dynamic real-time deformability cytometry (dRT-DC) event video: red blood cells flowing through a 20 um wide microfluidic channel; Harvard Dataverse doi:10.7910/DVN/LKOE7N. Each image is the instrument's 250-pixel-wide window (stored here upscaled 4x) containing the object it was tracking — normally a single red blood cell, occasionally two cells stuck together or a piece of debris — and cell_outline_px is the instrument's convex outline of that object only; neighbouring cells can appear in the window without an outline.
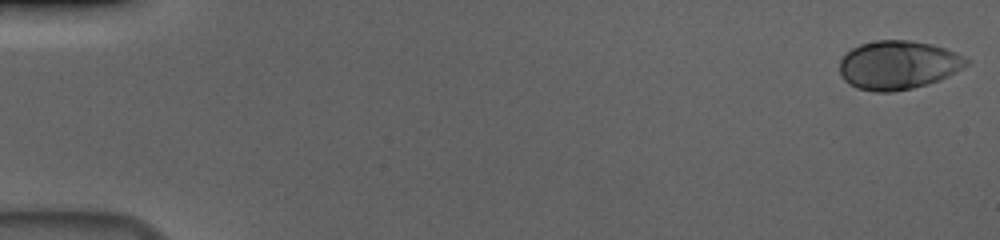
{"species": "human", "species_latin": "Homo sapiens", "temperature_condition": "cold", "stored_images_in_passage": 56, "camera_frame_rate_fps": 3000, "um_per_image_px": 0.085, "donor": {"sex": "male"}, "frame": {"image": 1, "passage_image": 1, "time_ms": 0.0, "image_size_px": [1000, 240], "cell_outline_px": [[972, 60], [968, 64], [948, 76], [940, 80], [928, 84], [912, 88], [892, 92], [872, 92], [856, 88], [848, 84], [844, 80], [840, 72], [840, 60], [852, 48], [860, 44], [876, 40], [908, 40], [932, 44], [956, 52]], "centroid_in_image_um": [76.35, 5.53], "position_along_channel_um": 8.7, "area_um2": 36.18}}
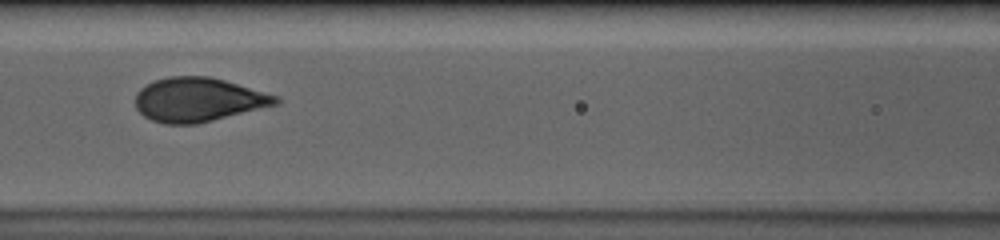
{"frame": {"image": 2, "passage_image": 26, "time_ms": 8.333, "image_size_px": [1000, 240], "cell_outline_px": [[280, 100], [276, 104], [196, 124], [164, 124], [152, 120], [144, 116], [136, 108], [136, 92], [140, 88], [156, 80], [168, 76], [208, 76], [224, 80], [280, 96]], "centroid_in_image_um": [16.83, 8.47], "position_along_channel_um": 149.8, "area_um2": 35.72}}
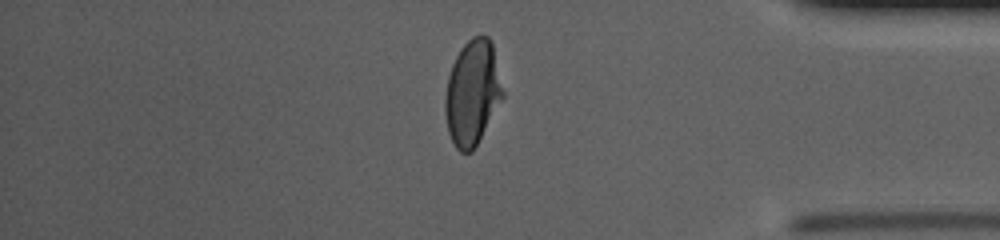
{"frame": {"image": 3, "passage_image": 48, "time_ms": 15.667, "image_size_px": [1000, 240], "cell_outline_px": [[504, 96], [472, 152], [460, 152], [456, 148], [448, 132], [444, 112], [444, 100], [448, 76], [452, 64], [460, 48], [472, 36], [488, 36], [492, 44], [504, 92]], "centroid_in_image_um": [40.14, 7.88], "position_along_channel_um": 395.1, "area_um2": 35.14}, "authors_computed_cell_mechanics": {"area_um2": 35.7204, "velocity_mm_per_s": 3.6684, "shape_relaxation_time_tau1_ms": 3.3538, "shape_relaxation_time_tau2_ms": null, "deformation_change_tau1": 0.17, "deformation_change_tau2": null}}